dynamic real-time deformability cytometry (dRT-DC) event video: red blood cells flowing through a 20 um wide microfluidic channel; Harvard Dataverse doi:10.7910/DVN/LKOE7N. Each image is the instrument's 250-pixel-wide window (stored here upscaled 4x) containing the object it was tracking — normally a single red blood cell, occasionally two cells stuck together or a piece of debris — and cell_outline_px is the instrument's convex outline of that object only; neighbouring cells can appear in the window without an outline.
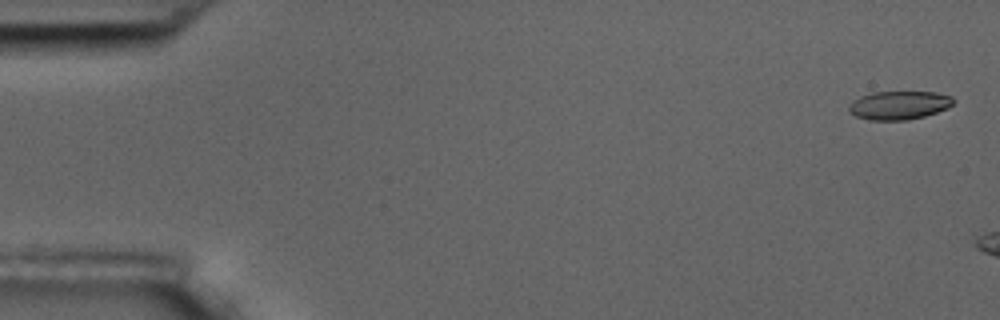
{"species": "common noctule bat (a hibernating species)", "species_latin": "Nyctalus noctula", "temperature_condition": "room temperature", "stored_images_in_passage": 12, "camera_frame_rate_fps": 3000, "um_per_image_px": 0.085, "animal": {"sex": "male", "body_mass_g": 17.5, "forearm_length_mm": 52.3}, "frame": {"image": 1, "passage_image": 1, "time_ms": 0.0, "image_size_px": [1000, 320], "cell_outline_px": [[956, 100], [948, 108], [924, 116], [908, 120], [868, 120], [856, 116], [848, 112], [848, 104], [852, 100], [860, 96], [872, 92], [936, 92], [952, 96]], "centroid_in_image_um": [76.39, 8.94], "position_along_channel_um": 8.6, "area_um2": 17.57}}
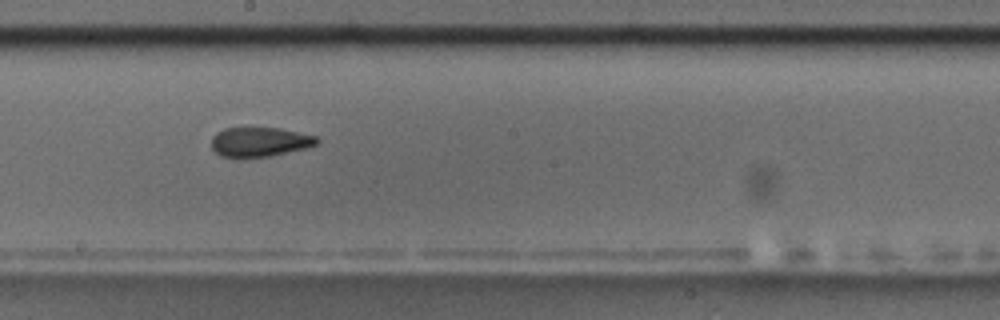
{"frame": {"image": 2, "passage_image": 9, "time_ms": 10.0, "image_size_px": [1000, 320], "cell_outline_px": [[320, 140], [316, 144], [304, 148], [268, 156], [220, 156], [212, 148], [212, 136], [216, 132], [224, 128], [280, 128], [316, 136]], "centroid_in_image_um": [22.06, 12.04], "position_along_channel_um": 226.1, "area_um2": 17.69}}
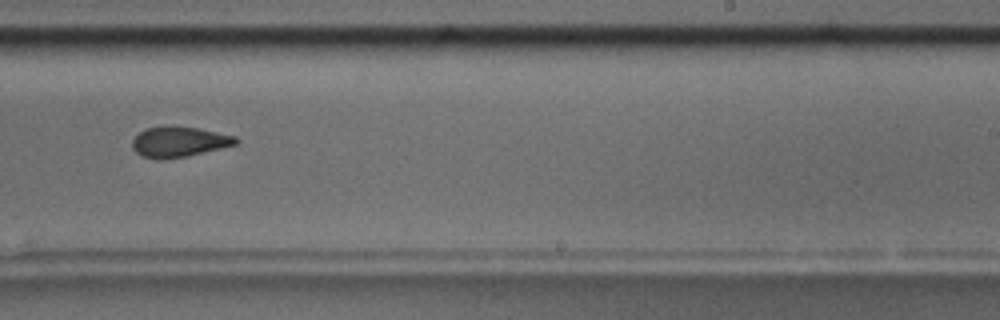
{"frame": {"image": 3, "passage_image": 10, "time_ms": 11.333, "image_size_px": [1000, 320], "cell_outline_px": [[240, 140], [236, 144], [188, 156], [160, 160], [156, 160], [144, 156], [136, 152], [132, 148], [132, 140], [144, 128], [168, 124], [196, 128], [236, 136]], "centroid_in_image_um": [15.18, 12.04], "position_along_channel_um": 273.8, "area_um2": 18.55}}